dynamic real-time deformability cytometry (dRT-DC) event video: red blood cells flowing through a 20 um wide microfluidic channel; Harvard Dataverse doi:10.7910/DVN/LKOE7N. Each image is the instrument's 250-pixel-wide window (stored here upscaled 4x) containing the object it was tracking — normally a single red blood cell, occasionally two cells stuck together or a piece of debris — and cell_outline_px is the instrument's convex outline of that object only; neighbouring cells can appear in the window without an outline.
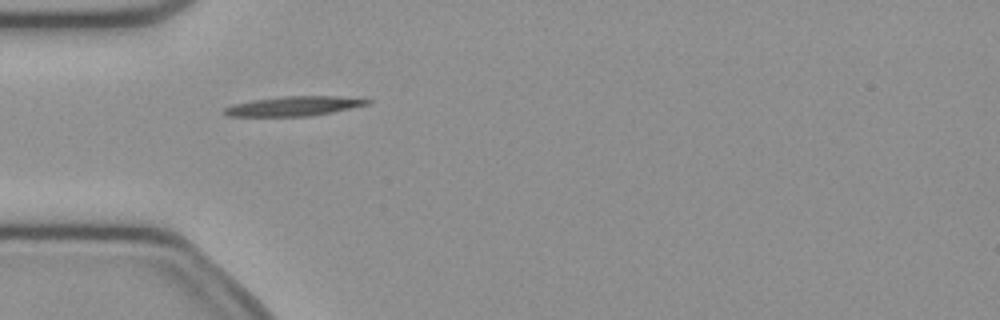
{"species": "common noctule bat (a hibernating species)", "species_latin": "Nyctalus noctula", "temperature_condition": "cold", "stored_images_in_passage": 5, "camera_frame_rate_fps": 3000, "um_per_image_px": 0.085, "animal": {"sex": "female", "body_mass_g": 21.9}, "frame": {"image": 1, "passage_image": 1, "time_ms": 0.0, "image_size_px": [1000, 320], "cell_outline_px": [[372, 100], [368, 104], [332, 112], [312, 116], [228, 116], [224, 112], [224, 108], [232, 104], [252, 100], [280, 96], [336, 96]], "centroid_in_image_um": [24.94, 9.01], "position_along_channel_um": 60.1, "area_um2": 16.18}}